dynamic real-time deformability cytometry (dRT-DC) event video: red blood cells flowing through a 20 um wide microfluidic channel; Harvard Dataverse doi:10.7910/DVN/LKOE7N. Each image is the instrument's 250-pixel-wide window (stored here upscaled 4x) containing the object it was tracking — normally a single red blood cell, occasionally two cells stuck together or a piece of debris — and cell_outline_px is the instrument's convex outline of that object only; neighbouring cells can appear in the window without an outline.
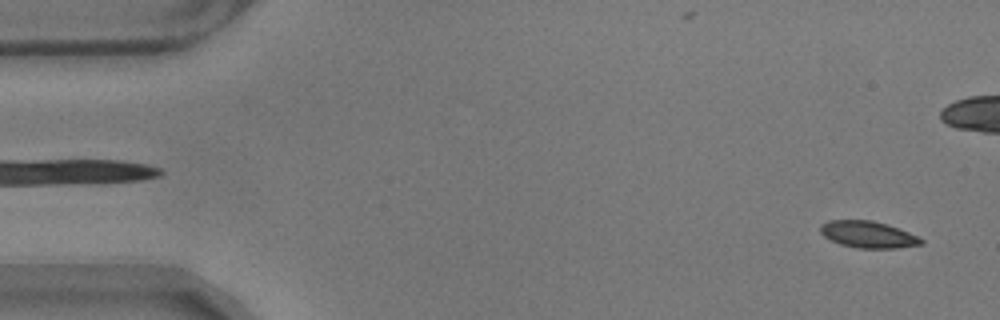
{"species": "common noctule bat (a hibernating species)", "species_latin": "Nyctalus noctula", "temperature_condition": "warm", "stored_images_in_passage": 58, "camera_frame_rate_fps": 3000, "um_per_image_px": 0.085, "animal": {"sex": "male", "body_mass_g": 17.9}, "frame": {"image": 1, "passage_image": 3, "time_ms": 0.667, "image_size_px": [1000, 320], "cell_outline_px": [[924, 244], [896, 248], [856, 248], [840, 244], [824, 236], [820, 232], [820, 224], [828, 220], [872, 220], [888, 224], [908, 232], [924, 240]], "centroid_in_image_um": [73.77, 19.93], "position_along_channel_um": 11.2, "area_um2": 15.72}}
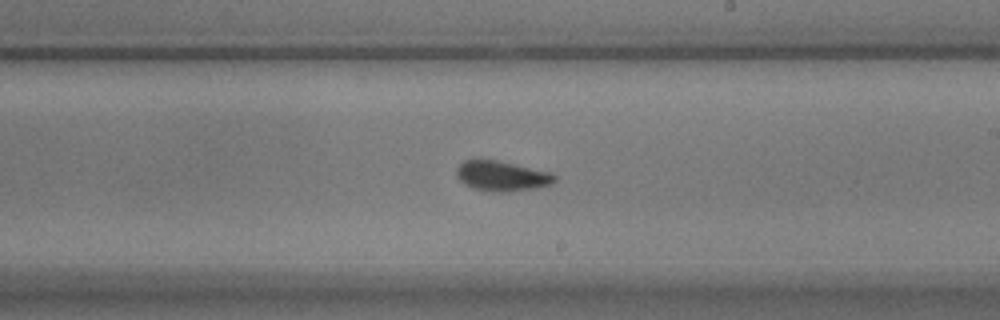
{"frame": {"image": 2, "passage_image": 33, "time_ms": 10.667, "image_size_px": [1000, 320], "cell_outline_px": [[556, 180], [552, 184], [532, 188], [508, 192], [488, 192], [472, 188], [464, 184], [456, 176], [456, 168], [464, 160], [480, 156], [552, 172], [556, 176]], "centroid_in_image_um": [42.6, 14.92], "position_along_channel_um": 246.4, "area_um2": 17.86}}
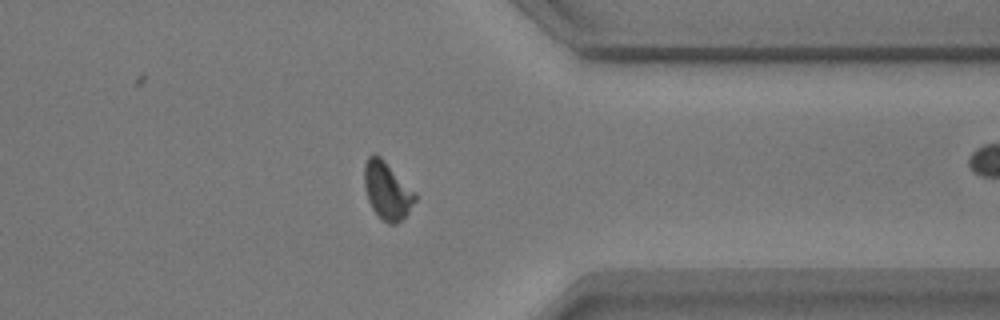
{"frame": {"image": 3, "passage_image": 45, "time_ms": 14.667, "image_size_px": [1000, 320], "cell_outline_px": [[416, 200], [408, 212], [396, 224], [388, 224], [380, 220], [376, 216], [368, 200], [364, 188], [364, 164], [368, 156], [372, 152], [376, 152], [416, 192]], "centroid_in_image_um": [32.88, 16.19], "position_along_channel_um": 378.5, "area_um2": 17.34}, "authors_computed_cell_mechanics": {"area_um2": 16.4441, "velocity_mm_per_s": 3.5103, "shape_relaxation_time_tau1_ms": 2.9875, "shape_relaxation_time_tau2_ms": 1.3962, "deformation_change_tau1": 0.1172, "deformation_change_tau2": 0.0565}}